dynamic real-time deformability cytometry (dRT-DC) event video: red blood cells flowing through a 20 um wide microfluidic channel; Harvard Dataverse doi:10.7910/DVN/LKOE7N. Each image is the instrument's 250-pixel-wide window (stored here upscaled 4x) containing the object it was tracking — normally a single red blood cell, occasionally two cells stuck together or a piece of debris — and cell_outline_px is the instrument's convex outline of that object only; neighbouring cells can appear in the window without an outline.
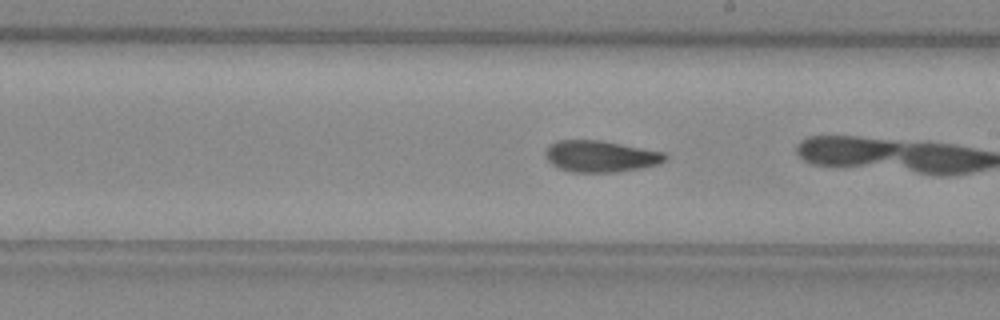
{"species": "common noctule bat (a hibernating species)", "species_latin": "Nyctalus noctula", "temperature_condition": "warm", "stored_images_in_passage": 25, "camera_frame_rate_fps": 3000, "um_per_image_px": 0.085, "animal": {"sex": "female", "body_mass_g": 29.2, "forearm_length_mm": 56.3}, "frame": {"image": 1, "passage_image": 15, "time_ms": 4.667, "image_size_px": [1000, 320], "cell_outline_px": [[668, 160], [660, 164], [644, 168], [616, 172], [572, 172], [560, 168], [552, 164], [544, 156], [544, 152], [556, 140], [600, 140], [664, 152], [668, 156]], "centroid_in_image_um": [51.09, 13.29], "position_along_channel_um": 237.9, "area_um2": 22.08}}